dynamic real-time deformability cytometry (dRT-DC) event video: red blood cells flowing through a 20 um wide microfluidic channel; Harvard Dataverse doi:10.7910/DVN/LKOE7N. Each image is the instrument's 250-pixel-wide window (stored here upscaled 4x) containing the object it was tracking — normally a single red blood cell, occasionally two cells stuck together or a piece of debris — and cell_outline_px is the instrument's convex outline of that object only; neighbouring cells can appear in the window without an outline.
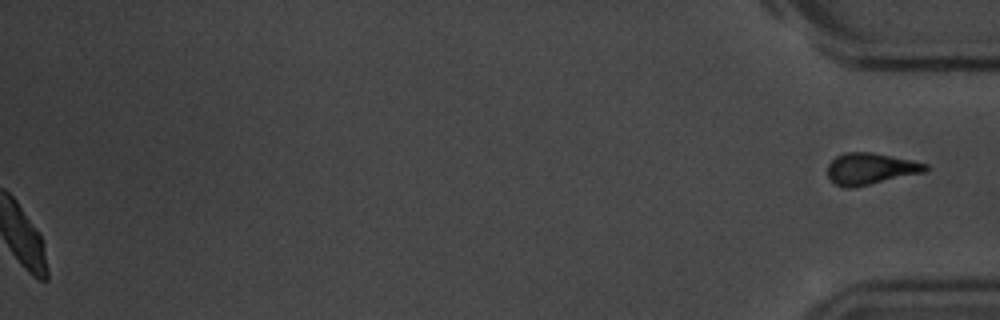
{"species": "common noctule bat (a hibernating species)", "species_latin": "Nyctalus noctula", "temperature_condition": "room temperature", "stored_images_in_passage": 48, "segment_of_instrument_passage": [2, 2], "camera_frame_rate_fps": 3000, "um_per_image_px": 0.085, "animal": {"sex": "male", "body_mass_g": 20.1, "forearm_length_mm": 53.5}, "frame": {"image": 1, "passage_image": 48, "time_ms": 15.667, "image_size_px": [1000, 320], "cell_outline_px": [[928, 168], [924, 172], [868, 184], [848, 188], [844, 188], [836, 184], [828, 176], [828, 164], [836, 156], [844, 152], [872, 152], [912, 160], [928, 164]], "centroid_in_image_um": [73.97, 14.32], "position_along_channel_um": 361.2, "area_um2": 17.69}}